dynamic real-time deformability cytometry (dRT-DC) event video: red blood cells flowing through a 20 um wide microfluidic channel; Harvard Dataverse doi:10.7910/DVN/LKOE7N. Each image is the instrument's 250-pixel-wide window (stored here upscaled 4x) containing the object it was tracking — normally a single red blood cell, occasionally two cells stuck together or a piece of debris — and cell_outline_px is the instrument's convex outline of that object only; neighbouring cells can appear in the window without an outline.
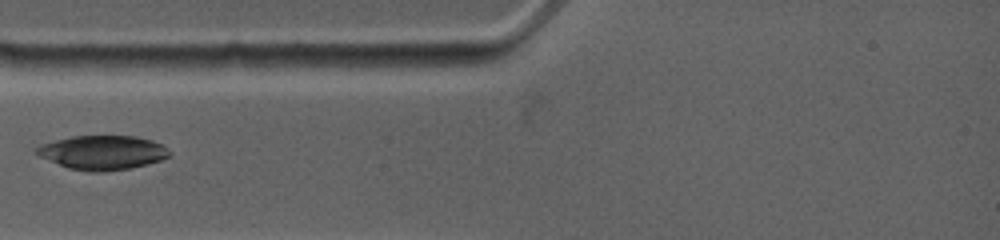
{"species": "common noctule bat (a hibernating species)", "species_latin": "Nyctalus noctula", "temperature_condition": "warm", "stored_images_in_passage": 20, "camera_frame_rate_fps": 4500, "um_per_image_px": 0.085, "animal": {"sex": "female", "body_mass_g": 19.0, "forearm_length_mm": 53.3}, "frame": {"image": 1, "passage_image": 2, "time_ms": 0.889, "image_size_px": [1000, 240], "cell_outline_px": [[172, 156], [148, 164], [128, 168], [104, 172], [88, 172], [68, 168], [48, 160], [32, 152], [32, 148], [40, 144], [72, 136], [136, 136], [152, 140], [168, 148], [172, 152]], "centroid_in_image_um": [8.69, 12.96], "position_along_channel_um": 76.3, "area_um2": 26.76}}